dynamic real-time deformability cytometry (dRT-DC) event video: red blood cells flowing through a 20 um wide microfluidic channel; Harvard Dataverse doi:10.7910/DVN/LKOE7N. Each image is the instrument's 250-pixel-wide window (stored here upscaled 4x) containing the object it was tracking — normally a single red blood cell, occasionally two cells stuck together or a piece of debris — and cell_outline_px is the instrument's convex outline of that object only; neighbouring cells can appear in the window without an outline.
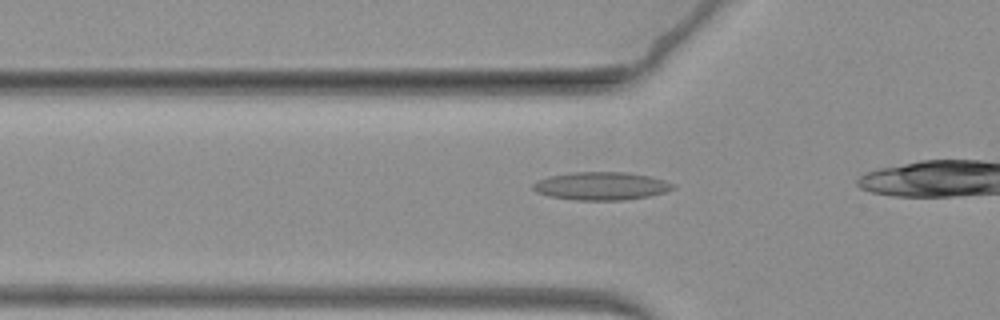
{"species": "common noctule bat (a hibernating species)", "species_latin": "Nyctalus noctula", "temperature_condition": "warm", "stored_images_in_passage": 16, "camera_frame_rate_fps": 3000, "um_per_image_px": 0.085, "animal": {"sex": "female", "body_mass_g": 19.3, "forearm_length_mm": 54.1}, "frame": {"image": 1, "passage_image": 5, "time_ms": 1.333, "image_size_px": [1000, 320], "cell_outline_px": [[676, 188], [664, 192], [648, 196], [624, 200], [576, 200], [548, 196], [536, 192], [532, 188], [532, 184], [536, 180], [548, 176], [568, 172], [628, 172], [652, 176], [676, 184]], "centroid_in_image_um": [51.09, 15.8], "position_along_channel_um": 74.7, "area_um2": 23.18}}
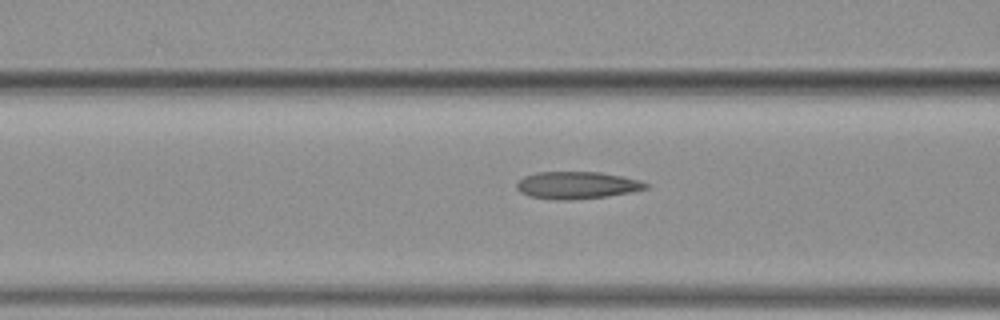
{"frame": {"image": 2, "passage_image": 9, "time_ms": 2.667, "image_size_px": [1000, 320], "cell_outline_px": [[652, 184], [648, 188], [632, 192], [608, 196], [572, 200], [556, 200], [528, 196], [520, 192], [516, 188], [516, 184], [524, 176], [536, 172], [600, 172], [640, 180]], "centroid_in_image_um": [49.06, 15.75], "position_along_channel_um": 117.5, "area_um2": 20.69}}
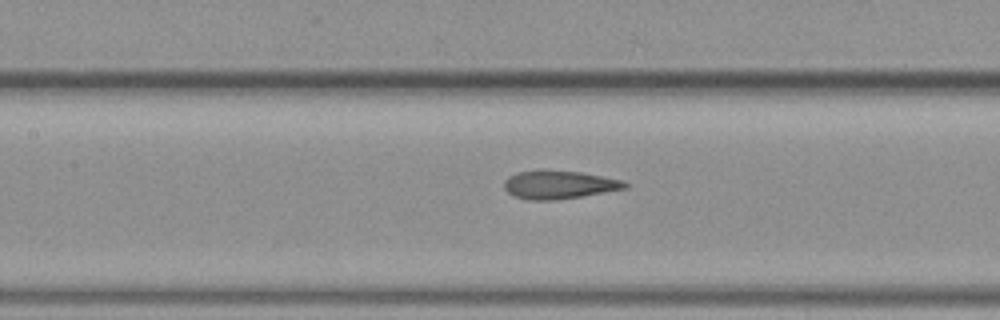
{"frame": {"image": 3, "passage_image": 13, "time_ms": 4.0, "image_size_px": [1000, 320], "cell_outline_px": [[628, 188], [556, 200], [524, 200], [508, 192], [504, 188], [504, 180], [508, 176], [516, 172], [540, 168], [580, 172], [624, 180], [628, 184]], "centroid_in_image_um": [47.47, 15.67], "position_along_channel_um": 159.9, "area_um2": 20.29}}